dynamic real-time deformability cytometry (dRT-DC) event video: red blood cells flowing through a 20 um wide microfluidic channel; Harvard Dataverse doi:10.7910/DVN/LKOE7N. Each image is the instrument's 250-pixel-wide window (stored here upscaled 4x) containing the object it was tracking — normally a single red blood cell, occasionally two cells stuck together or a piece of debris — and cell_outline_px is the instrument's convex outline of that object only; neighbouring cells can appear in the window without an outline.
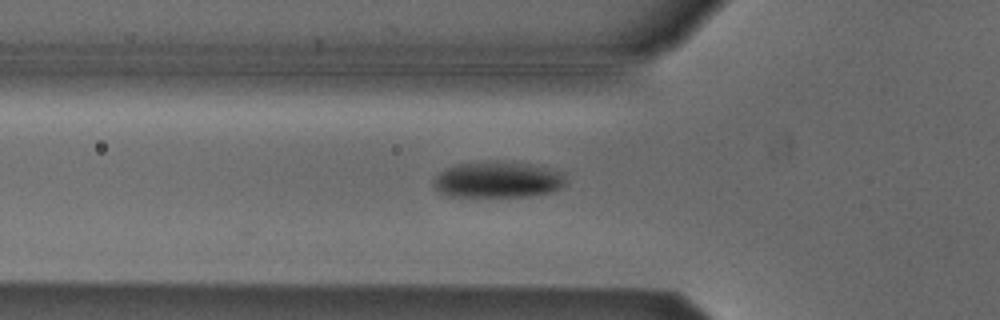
{"species": "Egyptian fruit bat (a non-hibernating species)", "species_latin": "Rousettus aegyptiacus", "temperature_condition": "cold", "stored_images_in_passage": 26, "camera_frame_rate_fps": 3000, "um_per_image_px": 0.085, "animal": {"sex": "male"}, "frame": {"image": 1, "passage_image": 2, "time_ms": 0.333, "image_size_px": [1000, 320], "cell_outline_px": [[564, 184], [560, 188], [552, 192], [528, 196], [448, 196], [440, 192], [432, 184], [432, 180], [440, 172], [456, 164], [496, 160], [532, 164], [564, 172]], "centroid_in_image_um": [42.31, 15.26], "position_along_channel_um": 83.5, "area_um2": 27.98}}
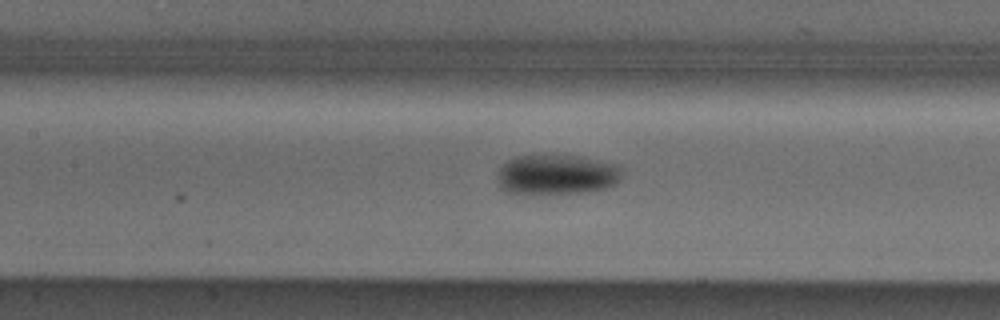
{"frame": {"image": 2, "passage_image": 8, "time_ms": 2.333, "image_size_px": [1000, 320], "cell_outline_px": [[620, 180], [616, 184], [604, 188], [580, 192], [524, 196], [508, 192], [500, 184], [500, 168], [508, 160], [516, 156], [576, 156], [616, 164], [620, 168]], "centroid_in_image_um": [47.3, 14.88], "position_along_channel_um": 160.1, "area_um2": 28.84}}
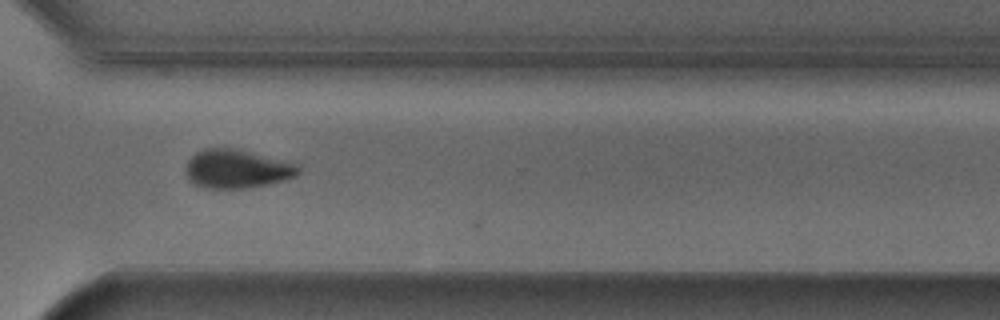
{"frame": {"image": 3, "passage_image": 23, "time_ms": 7.333, "image_size_px": [1000, 320], "cell_outline_px": [[300, 172], [296, 176], [284, 180], [248, 188], [204, 188], [192, 184], [188, 180], [184, 172], [188, 160], [196, 152], [204, 148], [232, 148], [300, 164]], "centroid_in_image_um": [20.1, 14.36], "position_along_channel_um": 350.5, "area_um2": 25.49}, "authors_computed_cell_mechanics": {"area_um2": 28.1197, "velocity_mm_per_s": 3.8157, "shape_relaxation_time_tau1_ms": 2.2895, "shape_relaxation_time_tau2_ms": null, "deformation_change_tau1": 0.0724, "deformation_change_tau2": null}}